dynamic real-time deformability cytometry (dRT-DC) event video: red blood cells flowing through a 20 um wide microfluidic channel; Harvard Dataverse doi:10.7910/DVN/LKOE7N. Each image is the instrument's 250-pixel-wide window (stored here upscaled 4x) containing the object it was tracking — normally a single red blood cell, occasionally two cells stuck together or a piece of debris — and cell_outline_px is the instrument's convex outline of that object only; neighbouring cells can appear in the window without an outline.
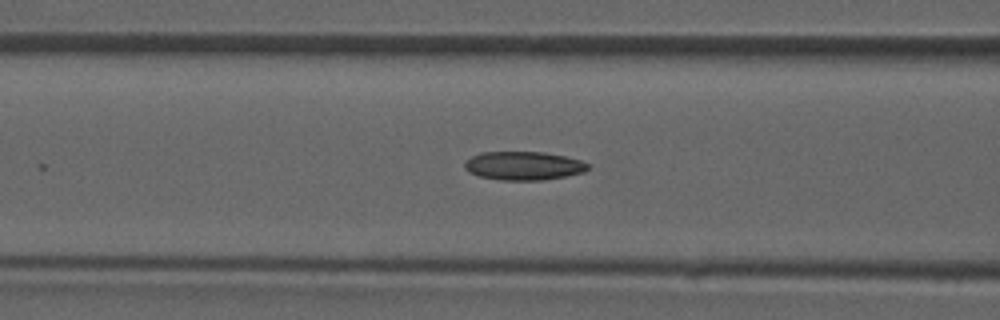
{"species": "common noctule bat (a hibernating species)", "species_latin": "Nyctalus noctula", "temperature_condition": "room temperature", "stored_images_in_passage": 33, "camera_frame_rate_fps": 3000, "um_per_image_px": 0.085, "animal": {"sex": "male", "forearm_length_mm": 52.5}, "frame": {"image": 1, "passage_image": 19, "time_ms": 6.0, "image_size_px": [1000, 320], "cell_outline_px": [[588, 168], [584, 172], [544, 180], [500, 180], [480, 176], [468, 172], [464, 168], [464, 160], [480, 152], [544, 152], [564, 156], [580, 160], [588, 164]], "centroid_in_image_um": [44.45, 14.09], "position_along_channel_um": 122.1, "area_um2": 20.52}}